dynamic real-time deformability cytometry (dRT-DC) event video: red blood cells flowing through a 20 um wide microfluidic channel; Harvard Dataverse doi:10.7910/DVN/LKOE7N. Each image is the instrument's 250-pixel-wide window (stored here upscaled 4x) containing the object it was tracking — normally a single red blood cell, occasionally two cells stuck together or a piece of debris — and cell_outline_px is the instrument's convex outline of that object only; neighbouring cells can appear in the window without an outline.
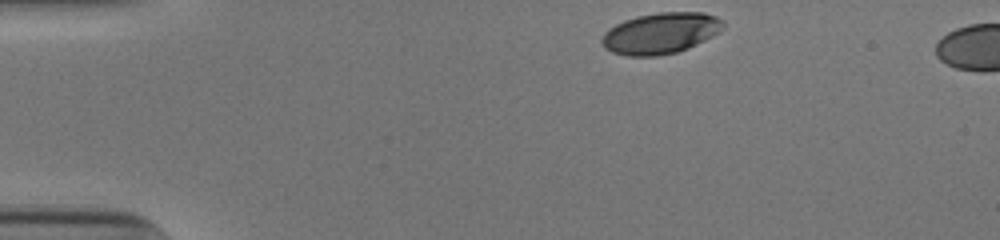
{"species": "human", "species_latin": "Homo sapiens", "temperature_condition": "cold", "stored_images_in_passage": 35, "camera_frame_rate_fps": 3000, "um_per_image_px": 0.085, "donor": {"sex": "male"}, "frame": {"image": 1, "passage_image": 1, "time_ms": 0.0, "image_size_px": [1000, 240], "cell_outline_px": [[724, 28], [720, 32], [688, 48], [676, 52], [656, 56], [628, 56], [612, 52], [604, 48], [600, 44], [600, 40], [604, 32], [608, 28], [624, 20], [636, 16], [660, 12], [704, 12], [716, 16], [724, 24]], "centroid_in_image_um": [56.11, 2.82], "position_along_channel_um": 28.9, "area_um2": 29.19}}
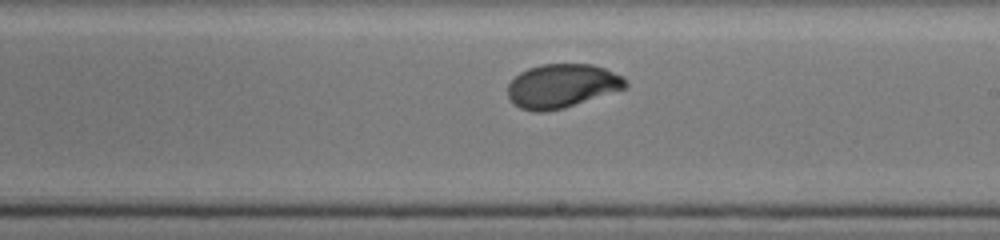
{"frame": {"image": 2, "passage_image": 23, "time_ms": 7.333, "image_size_px": [1000, 240], "cell_outline_px": [[628, 88], [564, 108], [544, 112], [532, 112], [520, 108], [512, 104], [508, 96], [508, 84], [520, 72], [528, 68], [540, 64], [592, 64], [604, 68], [624, 76], [628, 84]], "centroid_in_image_um": [47.78, 7.31], "position_along_channel_um": 241.2, "area_um2": 30.46}}
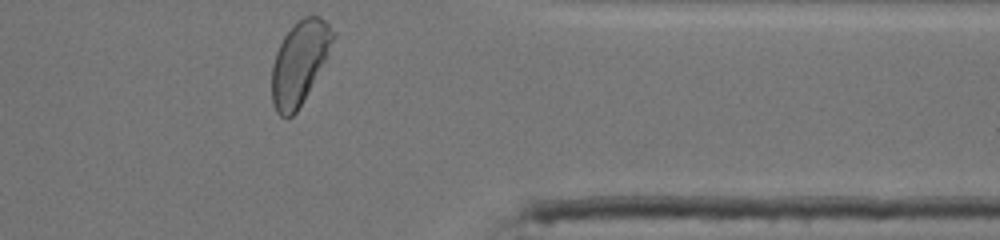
{"frame": {"image": 3, "passage_image": 35, "time_ms": 11.333, "image_size_px": [1000, 240], "cell_outline_px": [[336, 36], [324, 60], [296, 112], [292, 116], [280, 116], [276, 112], [272, 104], [272, 64], [276, 52], [284, 36], [304, 16], [320, 16], [336, 32]], "centroid_in_image_um": [25.44, 5.31], "position_along_channel_um": 386.0, "area_um2": 28.73}, "authors_computed_cell_mechanics": {"area_um2": 30.056, "velocity_mm_per_s": 3.882, "shape_relaxation_time_tau1_ms": 3.5627, "shape_relaxation_time_tau2_ms": null, "deformation_change_tau1": 0.1539, "deformation_change_tau2": null}}